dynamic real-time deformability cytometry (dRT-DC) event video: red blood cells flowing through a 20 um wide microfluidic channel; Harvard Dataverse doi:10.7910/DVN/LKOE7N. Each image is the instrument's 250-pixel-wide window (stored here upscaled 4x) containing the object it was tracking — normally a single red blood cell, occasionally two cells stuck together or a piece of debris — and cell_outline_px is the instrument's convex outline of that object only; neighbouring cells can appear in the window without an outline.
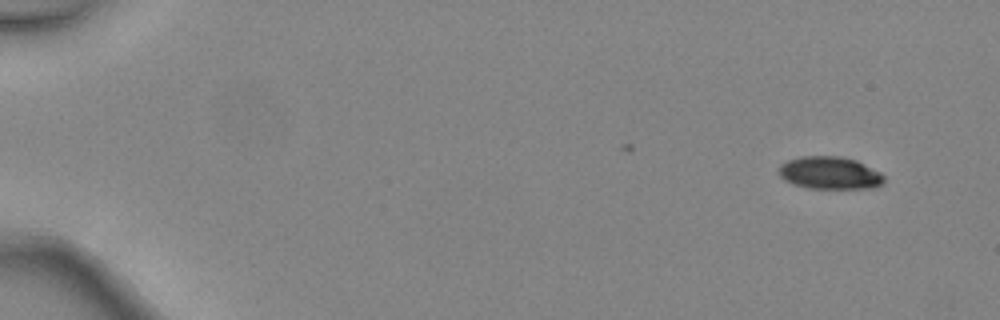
{"species": "common noctule bat (a hibernating species)", "species_latin": "Nyctalus noctula", "temperature_condition": "warm", "stored_images_in_passage": 7, "camera_frame_rate_fps": 3000, "um_per_image_px": 0.085, "animal": {"sex": "female", "body_mass_g": 24.6, "forearm_length_mm": 56.2}, "frame": {"image": 1, "passage_image": 1, "time_ms": 0.0, "image_size_px": [1000, 320], "cell_outline_px": [[884, 184], [876, 188], [808, 188], [792, 184], [784, 180], [780, 176], [780, 164], [788, 160], [800, 156], [840, 156], [856, 160], [880, 172], [884, 176]], "centroid_in_image_um": [70.55, 14.7], "position_along_channel_um": 14.5, "area_um2": 20.06}}
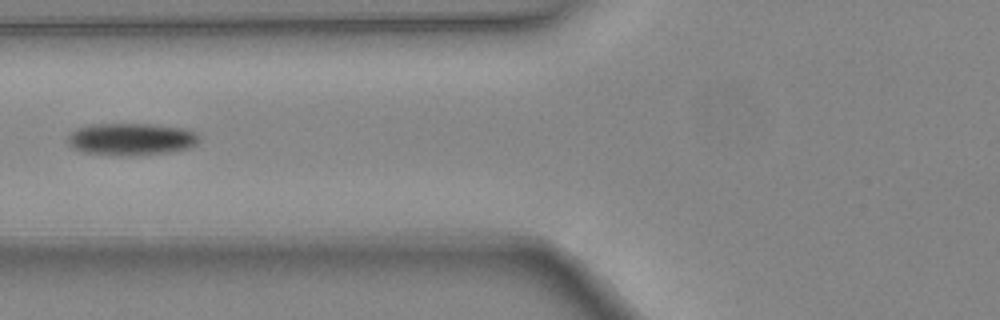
{"frame": {"image": 2, "passage_image": 6, "time_ms": 1.667, "image_size_px": [1000, 320], "cell_outline_px": [[200, 140], [196, 144], [188, 148], [172, 152], [128, 156], [116, 156], [80, 152], [72, 148], [68, 144], [68, 136], [76, 128], [88, 124], [148, 124], [184, 128], [196, 132]], "centroid_in_image_um": [11.12, 11.84], "position_along_channel_um": 114.7, "area_um2": 25.03}}
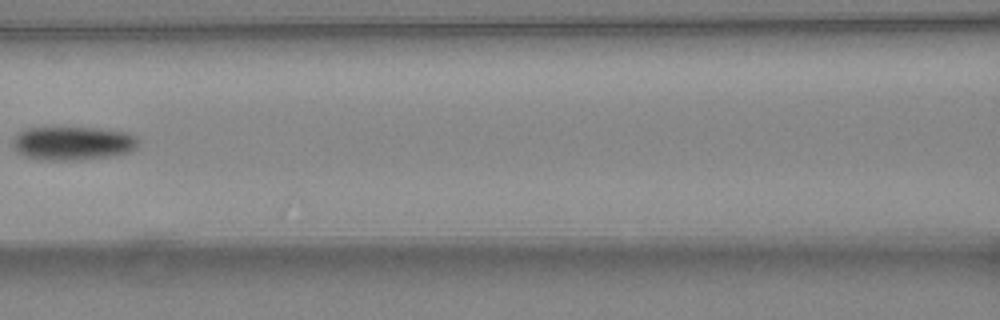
{"frame": {"image": 3, "passage_image": 7, "time_ms": 2.0, "image_size_px": [1000, 320], "cell_outline_px": [[140, 140], [136, 148], [128, 152], [112, 156], [80, 160], [44, 160], [24, 156], [16, 152], [12, 144], [12, 140], [16, 132], [24, 128], [100, 128], [128, 132], [136, 136]], "centroid_in_image_um": [6.18, 12.17], "position_along_channel_um": 160.4, "area_um2": 25.03}}